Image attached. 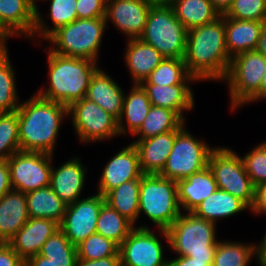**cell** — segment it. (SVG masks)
Listing matches in <instances>:
<instances>
[{
    "mask_svg": "<svg viewBox=\"0 0 266 266\" xmlns=\"http://www.w3.org/2000/svg\"><path fill=\"white\" fill-rule=\"evenodd\" d=\"M231 57L227 52L225 17L187 31L184 62L197 81H223Z\"/></svg>",
    "mask_w": 266,
    "mask_h": 266,
    "instance_id": "6da1fadb",
    "label": "cell"
},
{
    "mask_svg": "<svg viewBox=\"0 0 266 266\" xmlns=\"http://www.w3.org/2000/svg\"><path fill=\"white\" fill-rule=\"evenodd\" d=\"M20 151L54 154L60 126L68 117V107L37 93L17 109Z\"/></svg>",
    "mask_w": 266,
    "mask_h": 266,
    "instance_id": "7a4b0ae2",
    "label": "cell"
},
{
    "mask_svg": "<svg viewBox=\"0 0 266 266\" xmlns=\"http://www.w3.org/2000/svg\"><path fill=\"white\" fill-rule=\"evenodd\" d=\"M46 49L48 50L49 85L47 88L37 90L36 93L67 107L86 97L90 79L99 68L97 62L61 56Z\"/></svg>",
    "mask_w": 266,
    "mask_h": 266,
    "instance_id": "3957f363",
    "label": "cell"
},
{
    "mask_svg": "<svg viewBox=\"0 0 266 266\" xmlns=\"http://www.w3.org/2000/svg\"><path fill=\"white\" fill-rule=\"evenodd\" d=\"M216 223L183 212L167 229H158L171 251L193 260L213 261L216 245Z\"/></svg>",
    "mask_w": 266,
    "mask_h": 266,
    "instance_id": "277c9868",
    "label": "cell"
},
{
    "mask_svg": "<svg viewBox=\"0 0 266 266\" xmlns=\"http://www.w3.org/2000/svg\"><path fill=\"white\" fill-rule=\"evenodd\" d=\"M107 27L105 17L76 19L52 33L46 41L51 52L61 56L88 59L98 63L102 37Z\"/></svg>",
    "mask_w": 266,
    "mask_h": 266,
    "instance_id": "5b68a950",
    "label": "cell"
},
{
    "mask_svg": "<svg viewBox=\"0 0 266 266\" xmlns=\"http://www.w3.org/2000/svg\"><path fill=\"white\" fill-rule=\"evenodd\" d=\"M141 213L155 228L167 230L182 213L176 181L159 174H144L140 179L138 218Z\"/></svg>",
    "mask_w": 266,
    "mask_h": 266,
    "instance_id": "8992f818",
    "label": "cell"
},
{
    "mask_svg": "<svg viewBox=\"0 0 266 266\" xmlns=\"http://www.w3.org/2000/svg\"><path fill=\"white\" fill-rule=\"evenodd\" d=\"M187 31L170 5L154 4L148 13L144 32L139 38L165 58L184 59Z\"/></svg>",
    "mask_w": 266,
    "mask_h": 266,
    "instance_id": "52a82bcc",
    "label": "cell"
},
{
    "mask_svg": "<svg viewBox=\"0 0 266 266\" xmlns=\"http://www.w3.org/2000/svg\"><path fill=\"white\" fill-rule=\"evenodd\" d=\"M266 57L255 50L231 58L225 81L229 89L230 109L243 107L259 91Z\"/></svg>",
    "mask_w": 266,
    "mask_h": 266,
    "instance_id": "ba28073f",
    "label": "cell"
},
{
    "mask_svg": "<svg viewBox=\"0 0 266 266\" xmlns=\"http://www.w3.org/2000/svg\"><path fill=\"white\" fill-rule=\"evenodd\" d=\"M208 167L213 173L217 188L239 198L249 208L254 201L255 186L248 176L242 157L228 147H214Z\"/></svg>",
    "mask_w": 266,
    "mask_h": 266,
    "instance_id": "9c48e42d",
    "label": "cell"
},
{
    "mask_svg": "<svg viewBox=\"0 0 266 266\" xmlns=\"http://www.w3.org/2000/svg\"><path fill=\"white\" fill-rule=\"evenodd\" d=\"M213 149L184 127L177 134L166 164L159 175L176 182L186 179L208 166Z\"/></svg>",
    "mask_w": 266,
    "mask_h": 266,
    "instance_id": "30bf717a",
    "label": "cell"
},
{
    "mask_svg": "<svg viewBox=\"0 0 266 266\" xmlns=\"http://www.w3.org/2000/svg\"><path fill=\"white\" fill-rule=\"evenodd\" d=\"M68 116L82 143L99 142L120 136L118 120L86 97L68 107Z\"/></svg>",
    "mask_w": 266,
    "mask_h": 266,
    "instance_id": "8fae6325",
    "label": "cell"
},
{
    "mask_svg": "<svg viewBox=\"0 0 266 266\" xmlns=\"http://www.w3.org/2000/svg\"><path fill=\"white\" fill-rule=\"evenodd\" d=\"M53 155L43 152L17 151L7 160L12 189L25 194L50 186Z\"/></svg>",
    "mask_w": 266,
    "mask_h": 266,
    "instance_id": "7c38bea8",
    "label": "cell"
},
{
    "mask_svg": "<svg viewBox=\"0 0 266 266\" xmlns=\"http://www.w3.org/2000/svg\"><path fill=\"white\" fill-rule=\"evenodd\" d=\"M146 225L135 226L119 245L120 266H168L164 245Z\"/></svg>",
    "mask_w": 266,
    "mask_h": 266,
    "instance_id": "4fadbf2b",
    "label": "cell"
},
{
    "mask_svg": "<svg viewBox=\"0 0 266 266\" xmlns=\"http://www.w3.org/2000/svg\"><path fill=\"white\" fill-rule=\"evenodd\" d=\"M104 203V196L97 193L66 206L59 229L74 246L96 233L98 215Z\"/></svg>",
    "mask_w": 266,
    "mask_h": 266,
    "instance_id": "5bb4252c",
    "label": "cell"
},
{
    "mask_svg": "<svg viewBox=\"0 0 266 266\" xmlns=\"http://www.w3.org/2000/svg\"><path fill=\"white\" fill-rule=\"evenodd\" d=\"M152 0H107L105 20L112 22L127 39L139 38L145 29Z\"/></svg>",
    "mask_w": 266,
    "mask_h": 266,
    "instance_id": "9a60e30c",
    "label": "cell"
},
{
    "mask_svg": "<svg viewBox=\"0 0 266 266\" xmlns=\"http://www.w3.org/2000/svg\"><path fill=\"white\" fill-rule=\"evenodd\" d=\"M97 186V193L104 196L112 189L144 175L136 147L131 143L123 147L105 164Z\"/></svg>",
    "mask_w": 266,
    "mask_h": 266,
    "instance_id": "2e32d148",
    "label": "cell"
},
{
    "mask_svg": "<svg viewBox=\"0 0 266 266\" xmlns=\"http://www.w3.org/2000/svg\"><path fill=\"white\" fill-rule=\"evenodd\" d=\"M36 6L30 0H0V33L31 38L35 27Z\"/></svg>",
    "mask_w": 266,
    "mask_h": 266,
    "instance_id": "e0dca14e",
    "label": "cell"
},
{
    "mask_svg": "<svg viewBox=\"0 0 266 266\" xmlns=\"http://www.w3.org/2000/svg\"><path fill=\"white\" fill-rule=\"evenodd\" d=\"M57 230L59 224L44 218H29L23 227L7 242L26 262L39 254L43 244Z\"/></svg>",
    "mask_w": 266,
    "mask_h": 266,
    "instance_id": "ac0fdd59",
    "label": "cell"
},
{
    "mask_svg": "<svg viewBox=\"0 0 266 266\" xmlns=\"http://www.w3.org/2000/svg\"><path fill=\"white\" fill-rule=\"evenodd\" d=\"M87 168L79 158L73 157L59 167L52 166L50 187L66 204L79 200L85 188Z\"/></svg>",
    "mask_w": 266,
    "mask_h": 266,
    "instance_id": "d6986e66",
    "label": "cell"
},
{
    "mask_svg": "<svg viewBox=\"0 0 266 266\" xmlns=\"http://www.w3.org/2000/svg\"><path fill=\"white\" fill-rule=\"evenodd\" d=\"M181 130L175 129L145 140L131 142L137 149L144 174H159L163 170L175 138Z\"/></svg>",
    "mask_w": 266,
    "mask_h": 266,
    "instance_id": "ffe728a7",
    "label": "cell"
},
{
    "mask_svg": "<svg viewBox=\"0 0 266 266\" xmlns=\"http://www.w3.org/2000/svg\"><path fill=\"white\" fill-rule=\"evenodd\" d=\"M124 60L133 84H141L150 73L164 60V56L140 38L127 41Z\"/></svg>",
    "mask_w": 266,
    "mask_h": 266,
    "instance_id": "44dd1931",
    "label": "cell"
},
{
    "mask_svg": "<svg viewBox=\"0 0 266 266\" xmlns=\"http://www.w3.org/2000/svg\"><path fill=\"white\" fill-rule=\"evenodd\" d=\"M124 97L125 92L115 80L98 68L90 79L86 98L118 120L122 113Z\"/></svg>",
    "mask_w": 266,
    "mask_h": 266,
    "instance_id": "7402d4cb",
    "label": "cell"
},
{
    "mask_svg": "<svg viewBox=\"0 0 266 266\" xmlns=\"http://www.w3.org/2000/svg\"><path fill=\"white\" fill-rule=\"evenodd\" d=\"M178 202L182 212H192L202 201L217 190L213 173L207 166L177 182Z\"/></svg>",
    "mask_w": 266,
    "mask_h": 266,
    "instance_id": "603a6c76",
    "label": "cell"
},
{
    "mask_svg": "<svg viewBox=\"0 0 266 266\" xmlns=\"http://www.w3.org/2000/svg\"><path fill=\"white\" fill-rule=\"evenodd\" d=\"M146 91L152 106L168 108L177 112L184 120V112L193 110L194 92L190 84L163 86L156 84H140Z\"/></svg>",
    "mask_w": 266,
    "mask_h": 266,
    "instance_id": "cb8c5ba5",
    "label": "cell"
},
{
    "mask_svg": "<svg viewBox=\"0 0 266 266\" xmlns=\"http://www.w3.org/2000/svg\"><path fill=\"white\" fill-rule=\"evenodd\" d=\"M28 219L25 193L16 189L9 190L0 199V242L7 243Z\"/></svg>",
    "mask_w": 266,
    "mask_h": 266,
    "instance_id": "d4e9b609",
    "label": "cell"
},
{
    "mask_svg": "<svg viewBox=\"0 0 266 266\" xmlns=\"http://www.w3.org/2000/svg\"><path fill=\"white\" fill-rule=\"evenodd\" d=\"M264 22L225 17L226 46L231 58L256 49Z\"/></svg>",
    "mask_w": 266,
    "mask_h": 266,
    "instance_id": "484cf974",
    "label": "cell"
},
{
    "mask_svg": "<svg viewBox=\"0 0 266 266\" xmlns=\"http://www.w3.org/2000/svg\"><path fill=\"white\" fill-rule=\"evenodd\" d=\"M128 94L125 93L122 113L118 119L120 136L128 132L134 135L143 124L152 106L146 91L140 84H133Z\"/></svg>",
    "mask_w": 266,
    "mask_h": 266,
    "instance_id": "4316f807",
    "label": "cell"
},
{
    "mask_svg": "<svg viewBox=\"0 0 266 266\" xmlns=\"http://www.w3.org/2000/svg\"><path fill=\"white\" fill-rule=\"evenodd\" d=\"M250 208L239 198L230 193L218 189L202 201L192 213L199 218L214 222L217 220L235 216L244 210Z\"/></svg>",
    "mask_w": 266,
    "mask_h": 266,
    "instance_id": "83f0119b",
    "label": "cell"
},
{
    "mask_svg": "<svg viewBox=\"0 0 266 266\" xmlns=\"http://www.w3.org/2000/svg\"><path fill=\"white\" fill-rule=\"evenodd\" d=\"M25 195L29 218H44L61 224L67 205L50 186L28 192Z\"/></svg>",
    "mask_w": 266,
    "mask_h": 266,
    "instance_id": "f1b7e54d",
    "label": "cell"
},
{
    "mask_svg": "<svg viewBox=\"0 0 266 266\" xmlns=\"http://www.w3.org/2000/svg\"><path fill=\"white\" fill-rule=\"evenodd\" d=\"M48 17L52 20L53 27L46 25L38 6H36L35 27L30 40L35 41L36 38L41 37L46 40L52 33L69 23H72L77 18L76 2L77 0H49Z\"/></svg>",
    "mask_w": 266,
    "mask_h": 266,
    "instance_id": "f546056e",
    "label": "cell"
},
{
    "mask_svg": "<svg viewBox=\"0 0 266 266\" xmlns=\"http://www.w3.org/2000/svg\"><path fill=\"white\" fill-rule=\"evenodd\" d=\"M170 6L187 30L211 23L221 16L210 0H175Z\"/></svg>",
    "mask_w": 266,
    "mask_h": 266,
    "instance_id": "4dcf8cb0",
    "label": "cell"
},
{
    "mask_svg": "<svg viewBox=\"0 0 266 266\" xmlns=\"http://www.w3.org/2000/svg\"><path fill=\"white\" fill-rule=\"evenodd\" d=\"M140 179L122 183L104 195L105 202L134 226L139 213Z\"/></svg>",
    "mask_w": 266,
    "mask_h": 266,
    "instance_id": "1f68e13d",
    "label": "cell"
},
{
    "mask_svg": "<svg viewBox=\"0 0 266 266\" xmlns=\"http://www.w3.org/2000/svg\"><path fill=\"white\" fill-rule=\"evenodd\" d=\"M184 127L185 120L177 112L168 108L151 106L147 117L134 136L138 137L136 140H145Z\"/></svg>",
    "mask_w": 266,
    "mask_h": 266,
    "instance_id": "d6a6232c",
    "label": "cell"
},
{
    "mask_svg": "<svg viewBox=\"0 0 266 266\" xmlns=\"http://www.w3.org/2000/svg\"><path fill=\"white\" fill-rule=\"evenodd\" d=\"M193 82L198 81L189 74L184 59L164 58L141 84L172 86L175 84H191Z\"/></svg>",
    "mask_w": 266,
    "mask_h": 266,
    "instance_id": "836d02e7",
    "label": "cell"
},
{
    "mask_svg": "<svg viewBox=\"0 0 266 266\" xmlns=\"http://www.w3.org/2000/svg\"><path fill=\"white\" fill-rule=\"evenodd\" d=\"M135 226L106 202L100 209L96 233L120 245Z\"/></svg>",
    "mask_w": 266,
    "mask_h": 266,
    "instance_id": "e575fe53",
    "label": "cell"
},
{
    "mask_svg": "<svg viewBox=\"0 0 266 266\" xmlns=\"http://www.w3.org/2000/svg\"><path fill=\"white\" fill-rule=\"evenodd\" d=\"M253 243L218 241L212 266H248L256 258Z\"/></svg>",
    "mask_w": 266,
    "mask_h": 266,
    "instance_id": "d590c367",
    "label": "cell"
},
{
    "mask_svg": "<svg viewBox=\"0 0 266 266\" xmlns=\"http://www.w3.org/2000/svg\"><path fill=\"white\" fill-rule=\"evenodd\" d=\"M39 255L52 266H76L77 249L59 229L43 244Z\"/></svg>",
    "mask_w": 266,
    "mask_h": 266,
    "instance_id": "8d00e7d4",
    "label": "cell"
},
{
    "mask_svg": "<svg viewBox=\"0 0 266 266\" xmlns=\"http://www.w3.org/2000/svg\"><path fill=\"white\" fill-rule=\"evenodd\" d=\"M8 52V47L0 51V113L14 112L20 105L15 71Z\"/></svg>",
    "mask_w": 266,
    "mask_h": 266,
    "instance_id": "74e56055",
    "label": "cell"
},
{
    "mask_svg": "<svg viewBox=\"0 0 266 266\" xmlns=\"http://www.w3.org/2000/svg\"><path fill=\"white\" fill-rule=\"evenodd\" d=\"M20 151L17 110L0 113V160Z\"/></svg>",
    "mask_w": 266,
    "mask_h": 266,
    "instance_id": "f35d334b",
    "label": "cell"
},
{
    "mask_svg": "<svg viewBox=\"0 0 266 266\" xmlns=\"http://www.w3.org/2000/svg\"><path fill=\"white\" fill-rule=\"evenodd\" d=\"M79 259L96 260L109 256H120L119 245L113 240L93 233L76 246Z\"/></svg>",
    "mask_w": 266,
    "mask_h": 266,
    "instance_id": "ab89813d",
    "label": "cell"
},
{
    "mask_svg": "<svg viewBox=\"0 0 266 266\" xmlns=\"http://www.w3.org/2000/svg\"><path fill=\"white\" fill-rule=\"evenodd\" d=\"M223 16L236 20L266 21V0H233Z\"/></svg>",
    "mask_w": 266,
    "mask_h": 266,
    "instance_id": "60d3db41",
    "label": "cell"
},
{
    "mask_svg": "<svg viewBox=\"0 0 266 266\" xmlns=\"http://www.w3.org/2000/svg\"><path fill=\"white\" fill-rule=\"evenodd\" d=\"M241 157L254 186L266 183V141Z\"/></svg>",
    "mask_w": 266,
    "mask_h": 266,
    "instance_id": "b9f144b4",
    "label": "cell"
},
{
    "mask_svg": "<svg viewBox=\"0 0 266 266\" xmlns=\"http://www.w3.org/2000/svg\"><path fill=\"white\" fill-rule=\"evenodd\" d=\"M107 0H77L76 11L78 19L105 17Z\"/></svg>",
    "mask_w": 266,
    "mask_h": 266,
    "instance_id": "7bdbcfd3",
    "label": "cell"
},
{
    "mask_svg": "<svg viewBox=\"0 0 266 266\" xmlns=\"http://www.w3.org/2000/svg\"><path fill=\"white\" fill-rule=\"evenodd\" d=\"M0 266H25V262L5 242H0Z\"/></svg>",
    "mask_w": 266,
    "mask_h": 266,
    "instance_id": "ee69618b",
    "label": "cell"
},
{
    "mask_svg": "<svg viewBox=\"0 0 266 266\" xmlns=\"http://www.w3.org/2000/svg\"><path fill=\"white\" fill-rule=\"evenodd\" d=\"M249 210L266 216V183L255 186L254 201Z\"/></svg>",
    "mask_w": 266,
    "mask_h": 266,
    "instance_id": "f6af8a7d",
    "label": "cell"
},
{
    "mask_svg": "<svg viewBox=\"0 0 266 266\" xmlns=\"http://www.w3.org/2000/svg\"><path fill=\"white\" fill-rule=\"evenodd\" d=\"M76 266H120V256H109L96 260L77 259Z\"/></svg>",
    "mask_w": 266,
    "mask_h": 266,
    "instance_id": "bcb514c9",
    "label": "cell"
},
{
    "mask_svg": "<svg viewBox=\"0 0 266 266\" xmlns=\"http://www.w3.org/2000/svg\"><path fill=\"white\" fill-rule=\"evenodd\" d=\"M12 189L7 160H0V199Z\"/></svg>",
    "mask_w": 266,
    "mask_h": 266,
    "instance_id": "7dc6e473",
    "label": "cell"
},
{
    "mask_svg": "<svg viewBox=\"0 0 266 266\" xmlns=\"http://www.w3.org/2000/svg\"><path fill=\"white\" fill-rule=\"evenodd\" d=\"M213 261L193 260L188 256H178L174 259H169L168 266H212Z\"/></svg>",
    "mask_w": 266,
    "mask_h": 266,
    "instance_id": "c3c4849f",
    "label": "cell"
},
{
    "mask_svg": "<svg viewBox=\"0 0 266 266\" xmlns=\"http://www.w3.org/2000/svg\"><path fill=\"white\" fill-rule=\"evenodd\" d=\"M265 235L262 237V240L257 242L258 245H255V253L257 260V264L259 266H266V231L264 233Z\"/></svg>",
    "mask_w": 266,
    "mask_h": 266,
    "instance_id": "681fc988",
    "label": "cell"
},
{
    "mask_svg": "<svg viewBox=\"0 0 266 266\" xmlns=\"http://www.w3.org/2000/svg\"><path fill=\"white\" fill-rule=\"evenodd\" d=\"M263 74L264 75H263V78H262V82L260 84L259 91L247 103L257 102V101L266 99V68H265Z\"/></svg>",
    "mask_w": 266,
    "mask_h": 266,
    "instance_id": "f907efd6",
    "label": "cell"
},
{
    "mask_svg": "<svg viewBox=\"0 0 266 266\" xmlns=\"http://www.w3.org/2000/svg\"><path fill=\"white\" fill-rule=\"evenodd\" d=\"M255 51L266 57V21L263 24Z\"/></svg>",
    "mask_w": 266,
    "mask_h": 266,
    "instance_id": "816d5d0a",
    "label": "cell"
},
{
    "mask_svg": "<svg viewBox=\"0 0 266 266\" xmlns=\"http://www.w3.org/2000/svg\"><path fill=\"white\" fill-rule=\"evenodd\" d=\"M210 1L215 7V9L220 13V15H224L233 2V0H210Z\"/></svg>",
    "mask_w": 266,
    "mask_h": 266,
    "instance_id": "f5cc1de1",
    "label": "cell"
},
{
    "mask_svg": "<svg viewBox=\"0 0 266 266\" xmlns=\"http://www.w3.org/2000/svg\"><path fill=\"white\" fill-rule=\"evenodd\" d=\"M25 266H52V264L47 261L46 257L38 254L34 257L29 258L25 262Z\"/></svg>",
    "mask_w": 266,
    "mask_h": 266,
    "instance_id": "db71d44e",
    "label": "cell"
},
{
    "mask_svg": "<svg viewBox=\"0 0 266 266\" xmlns=\"http://www.w3.org/2000/svg\"><path fill=\"white\" fill-rule=\"evenodd\" d=\"M154 4L171 5L175 0H152Z\"/></svg>",
    "mask_w": 266,
    "mask_h": 266,
    "instance_id": "11a10c76",
    "label": "cell"
},
{
    "mask_svg": "<svg viewBox=\"0 0 266 266\" xmlns=\"http://www.w3.org/2000/svg\"><path fill=\"white\" fill-rule=\"evenodd\" d=\"M7 39L0 33V51L7 48Z\"/></svg>",
    "mask_w": 266,
    "mask_h": 266,
    "instance_id": "9f6ffc18",
    "label": "cell"
},
{
    "mask_svg": "<svg viewBox=\"0 0 266 266\" xmlns=\"http://www.w3.org/2000/svg\"><path fill=\"white\" fill-rule=\"evenodd\" d=\"M35 6H37V3L39 0H30Z\"/></svg>",
    "mask_w": 266,
    "mask_h": 266,
    "instance_id": "6f0895ef",
    "label": "cell"
}]
</instances>
